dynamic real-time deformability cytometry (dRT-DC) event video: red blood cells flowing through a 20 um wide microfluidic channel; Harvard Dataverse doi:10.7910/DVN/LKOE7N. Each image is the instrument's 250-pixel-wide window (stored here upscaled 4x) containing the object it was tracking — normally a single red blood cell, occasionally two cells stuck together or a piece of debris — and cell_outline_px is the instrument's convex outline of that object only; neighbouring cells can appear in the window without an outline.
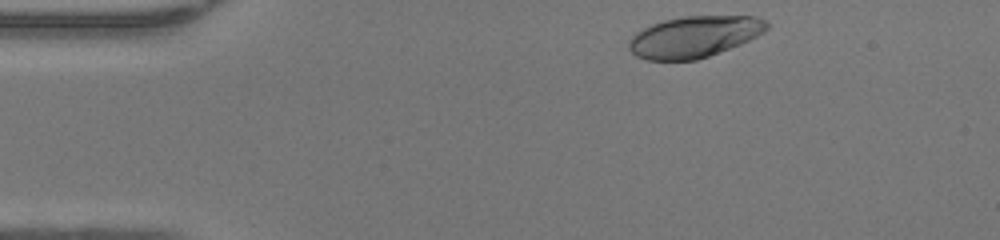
{"species": "human", "species_latin": "Homo sapiens", "temperature_condition": "warm", "stored_images_in_passage": 42, "camera_frame_rate_fps": 3000, "um_per_image_px": 0.085, "donor": {"sex": "female"}, "frame": {"image": 1, "passage_image": 1, "time_ms": 0.0, "image_size_px": [1000, 240], "cell_outline_px": [[768, 28], [764, 32], [740, 44], [708, 56], [696, 60], [648, 60], [636, 56], [628, 48], [628, 40], [636, 32], [652, 24], [664, 20], [684, 16], [756, 16], [768, 20]], "centroid_in_image_um": [59.01, 3.11], "position_along_channel_um": 26.0, "area_um2": 33.18}}
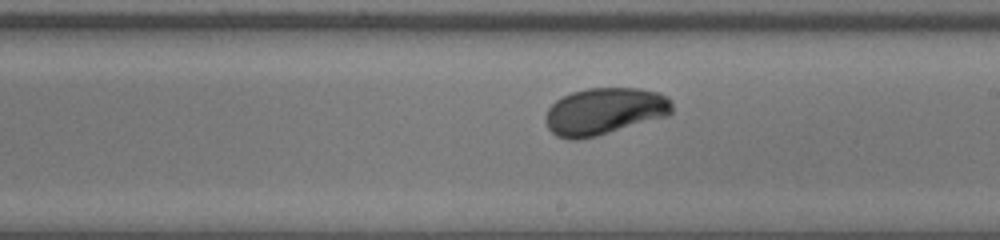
{"frame": {"image": 2, "passage_image": 21, "time_ms": 6.667, "image_size_px": [1000, 240], "cell_outline_px": [[672, 112], [668, 116], [596, 136], [576, 140], [568, 140], [556, 136], [548, 128], [544, 116], [548, 108], [556, 100], [572, 92], [584, 88], [640, 88], [660, 92], [668, 96], [672, 100]], "centroid_in_image_um": [51.39, 9.45], "position_along_channel_um": 237.6, "area_um2": 34.97}}
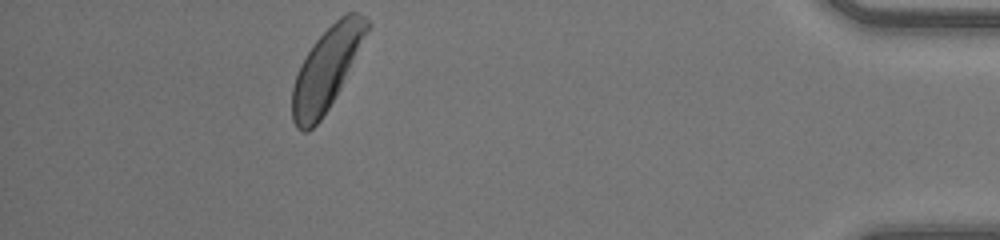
{"frame": {"image": 3, "passage_image": 37, "time_ms": 12.0, "image_size_px": [1000, 240], "cell_outline_px": [[372, 24], [340, 88], [328, 108], [320, 120], [308, 132], [300, 132], [296, 128], [292, 120], [292, 88], [300, 64], [316, 40], [340, 16], [348, 12], [356, 12], [364, 16]], "centroid_in_image_um": [27.75, 5.86], "position_along_channel_um": 407.5, "area_um2": 35.2}, "authors_computed_cell_mechanics": {"area_um2": 34.391, "velocity_mm_per_s": 4.2553, "shape_relaxation_time_tau1_ms": 3.6679, "shape_relaxation_time_tau2_ms": null, "deformation_change_tau1": 0.1692, "deformation_change_tau2": null}}